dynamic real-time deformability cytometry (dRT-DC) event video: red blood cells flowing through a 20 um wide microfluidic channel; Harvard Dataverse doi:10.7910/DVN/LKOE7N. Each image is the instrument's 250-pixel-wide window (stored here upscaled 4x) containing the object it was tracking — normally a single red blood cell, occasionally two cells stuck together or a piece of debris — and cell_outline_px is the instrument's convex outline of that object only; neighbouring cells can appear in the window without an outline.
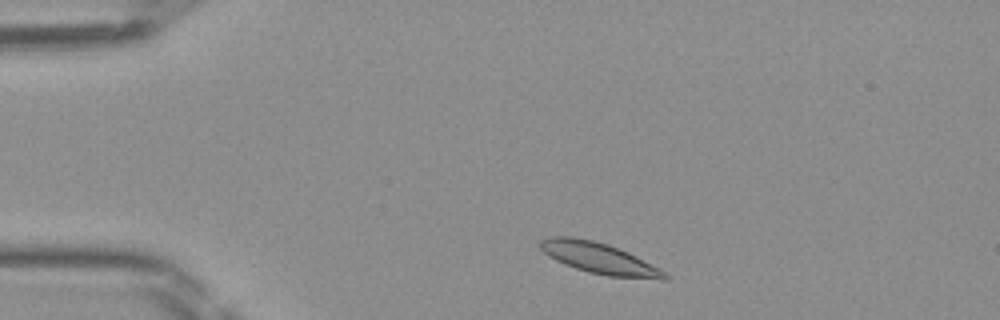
{"species": "Egyptian fruit bat (a non-hibernating species)", "species_latin": "Rousettus aegyptiacus", "temperature_condition": "room temperature", "stored_images_in_passage": 42, "camera_frame_rate_fps": 3000, "um_per_image_px": 0.085, "frame": {"image": 1, "passage_image": 3, "time_ms": 0.667, "image_size_px": [1000, 320], "cell_outline_px": [[668, 280], [660, 280], [608, 276], [588, 272], [564, 264], [548, 256], [540, 248], [540, 240], [548, 236], [572, 236], [592, 240], [608, 244], [628, 252], [668, 272]], "centroid_in_image_um": [50.96, 21.95], "position_along_channel_um": 34.0, "area_um2": 22.72}}
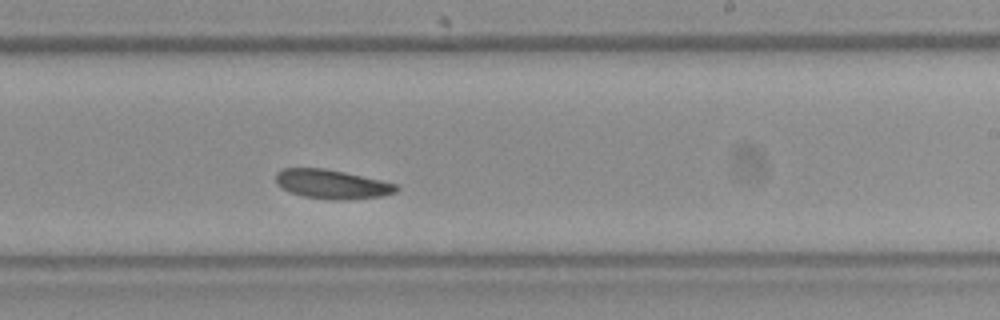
{"frame": {"image": 2, "passage_image": 23, "time_ms": 7.333, "image_size_px": [1000, 320], "cell_outline_px": [[400, 188], [396, 192], [380, 196], [340, 200], [332, 200], [304, 196], [292, 192], [276, 184], [276, 172], [284, 168], [324, 168], [344, 172], [380, 180], [396, 184]], "centroid_in_image_um": [28.21, 15.65], "position_along_channel_um": 260.8, "area_um2": 20.17}}
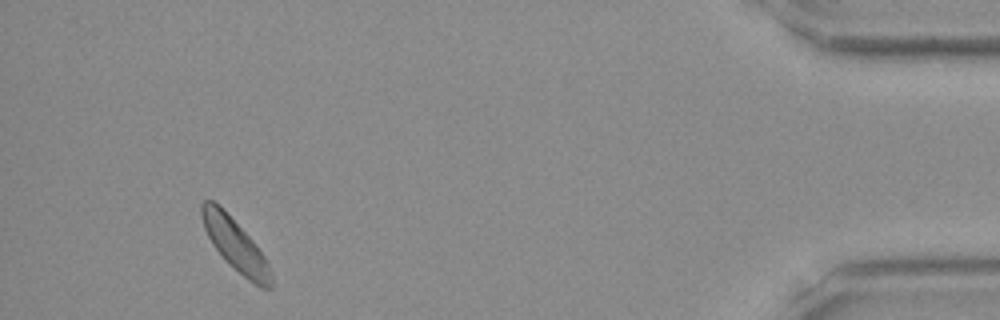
{"frame": {"image": 3, "passage_image": 39, "time_ms": 12.667, "image_size_px": [1000, 320], "cell_outline_px": [[272, 288], [260, 288], [248, 280], [212, 244], [204, 228], [200, 216], [200, 204], [204, 200], [212, 200], [256, 244], [264, 256], [268, 264], [272, 276]], "centroid_in_image_um": [20.0, 20.83], "position_along_channel_um": 415.2, "area_um2": 20.06}}